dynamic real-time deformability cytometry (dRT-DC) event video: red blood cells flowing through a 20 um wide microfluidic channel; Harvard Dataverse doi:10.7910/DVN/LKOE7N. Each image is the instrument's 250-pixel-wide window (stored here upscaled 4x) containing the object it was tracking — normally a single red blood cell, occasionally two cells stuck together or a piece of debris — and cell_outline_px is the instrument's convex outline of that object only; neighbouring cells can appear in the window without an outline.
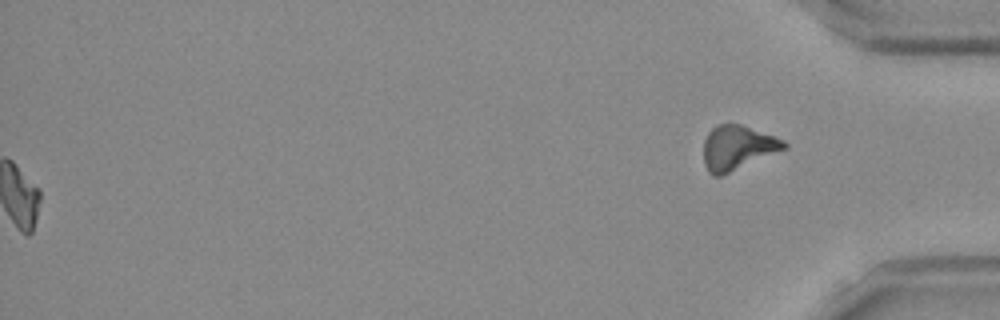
{"species": "Egyptian fruit bat (a non-hibernating species)", "species_latin": "Rousettus aegyptiacus", "temperature_condition": "room temperature", "stored_images_in_passage": 52, "segment_of_instrument_passage": [2, 2], "camera_frame_rate_fps": 3000, "um_per_image_px": 0.085, "frame": {"image": 1, "passage_image": 52, "time_ms": 17.0, "image_size_px": [1000, 320], "cell_outline_px": [[788, 148], [720, 176], [712, 176], [708, 172], [704, 164], [704, 140], [708, 132], [712, 128], [720, 124], [740, 124], [776, 136], [784, 140], [788, 144]], "centroid_in_image_um": [62.7, 12.55], "position_along_channel_um": 372.5, "area_um2": 20.87}}